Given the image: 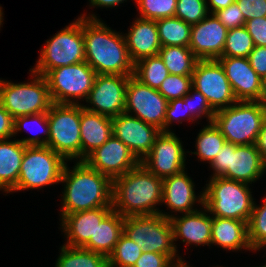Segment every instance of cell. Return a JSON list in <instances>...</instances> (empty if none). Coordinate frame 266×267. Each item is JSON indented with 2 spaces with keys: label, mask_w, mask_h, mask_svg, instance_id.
<instances>
[{
  "label": "cell",
  "mask_w": 266,
  "mask_h": 267,
  "mask_svg": "<svg viewBox=\"0 0 266 267\" xmlns=\"http://www.w3.org/2000/svg\"><path fill=\"white\" fill-rule=\"evenodd\" d=\"M184 102L188 107V112L198 121L205 119L208 123H213L215 111L209 105L205 96H203L197 89L191 88L190 92L184 97Z\"/></svg>",
  "instance_id": "60d3db41"
},
{
  "label": "cell",
  "mask_w": 266,
  "mask_h": 267,
  "mask_svg": "<svg viewBox=\"0 0 266 267\" xmlns=\"http://www.w3.org/2000/svg\"><path fill=\"white\" fill-rule=\"evenodd\" d=\"M264 103L266 104V81H265Z\"/></svg>",
  "instance_id": "9f6ffc18"
},
{
  "label": "cell",
  "mask_w": 266,
  "mask_h": 267,
  "mask_svg": "<svg viewBox=\"0 0 266 267\" xmlns=\"http://www.w3.org/2000/svg\"><path fill=\"white\" fill-rule=\"evenodd\" d=\"M130 76L97 74L86 99L89 104L82 106L88 111L111 118L125 113L126 86Z\"/></svg>",
  "instance_id": "2e32d148"
},
{
  "label": "cell",
  "mask_w": 266,
  "mask_h": 267,
  "mask_svg": "<svg viewBox=\"0 0 266 267\" xmlns=\"http://www.w3.org/2000/svg\"><path fill=\"white\" fill-rule=\"evenodd\" d=\"M262 203H254L251 217L247 223L248 239L253 252L266 241V196Z\"/></svg>",
  "instance_id": "8d00e7d4"
},
{
  "label": "cell",
  "mask_w": 266,
  "mask_h": 267,
  "mask_svg": "<svg viewBox=\"0 0 266 267\" xmlns=\"http://www.w3.org/2000/svg\"><path fill=\"white\" fill-rule=\"evenodd\" d=\"M266 119L264 101H237L215 112L213 123L226 142L236 146L255 144Z\"/></svg>",
  "instance_id": "5b68a950"
},
{
  "label": "cell",
  "mask_w": 266,
  "mask_h": 267,
  "mask_svg": "<svg viewBox=\"0 0 266 267\" xmlns=\"http://www.w3.org/2000/svg\"><path fill=\"white\" fill-rule=\"evenodd\" d=\"M13 117L0 103V139L13 138Z\"/></svg>",
  "instance_id": "c3c4849f"
},
{
  "label": "cell",
  "mask_w": 266,
  "mask_h": 267,
  "mask_svg": "<svg viewBox=\"0 0 266 267\" xmlns=\"http://www.w3.org/2000/svg\"><path fill=\"white\" fill-rule=\"evenodd\" d=\"M192 86L206 97L215 112L237 102L224 69L217 59L198 60L192 74Z\"/></svg>",
  "instance_id": "4fadbf2b"
},
{
  "label": "cell",
  "mask_w": 266,
  "mask_h": 267,
  "mask_svg": "<svg viewBox=\"0 0 266 267\" xmlns=\"http://www.w3.org/2000/svg\"><path fill=\"white\" fill-rule=\"evenodd\" d=\"M112 133L141 161L151 151L161 131L138 117L121 113L112 118Z\"/></svg>",
  "instance_id": "ffe728a7"
},
{
  "label": "cell",
  "mask_w": 266,
  "mask_h": 267,
  "mask_svg": "<svg viewBox=\"0 0 266 267\" xmlns=\"http://www.w3.org/2000/svg\"><path fill=\"white\" fill-rule=\"evenodd\" d=\"M163 178L149 172L141 163L113 180L112 207L121 216L153 215L162 206Z\"/></svg>",
  "instance_id": "3957f363"
},
{
  "label": "cell",
  "mask_w": 266,
  "mask_h": 267,
  "mask_svg": "<svg viewBox=\"0 0 266 267\" xmlns=\"http://www.w3.org/2000/svg\"><path fill=\"white\" fill-rule=\"evenodd\" d=\"M124 36L130 58L134 63L142 58L158 55L162 47L155 20L136 17Z\"/></svg>",
  "instance_id": "cb8c5ba5"
},
{
  "label": "cell",
  "mask_w": 266,
  "mask_h": 267,
  "mask_svg": "<svg viewBox=\"0 0 266 267\" xmlns=\"http://www.w3.org/2000/svg\"><path fill=\"white\" fill-rule=\"evenodd\" d=\"M142 253L143 249L134 240L122 234L108 256V265L109 267H133Z\"/></svg>",
  "instance_id": "d590c367"
},
{
  "label": "cell",
  "mask_w": 266,
  "mask_h": 267,
  "mask_svg": "<svg viewBox=\"0 0 266 267\" xmlns=\"http://www.w3.org/2000/svg\"><path fill=\"white\" fill-rule=\"evenodd\" d=\"M98 14H81L85 62L97 73L104 75H133L131 60L124 34L113 30L100 20Z\"/></svg>",
  "instance_id": "6da1fadb"
},
{
  "label": "cell",
  "mask_w": 266,
  "mask_h": 267,
  "mask_svg": "<svg viewBox=\"0 0 266 267\" xmlns=\"http://www.w3.org/2000/svg\"><path fill=\"white\" fill-rule=\"evenodd\" d=\"M123 234L134 240L143 251L168 255L176 264L183 262L173 240L169 218L160 213L124 217Z\"/></svg>",
  "instance_id": "8992f818"
},
{
  "label": "cell",
  "mask_w": 266,
  "mask_h": 267,
  "mask_svg": "<svg viewBox=\"0 0 266 267\" xmlns=\"http://www.w3.org/2000/svg\"><path fill=\"white\" fill-rule=\"evenodd\" d=\"M255 146L260 153L262 160L266 163V119L262 124L261 130L258 133Z\"/></svg>",
  "instance_id": "681fc988"
},
{
  "label": "cell",
  "mask_w": 266,
  "mask_h": 267,
  "mask_svg": "<svg viewBox=\"0 0 266 267\" xmlns=\"http://www.w3.org/2000/svg\"><path fill=\"white\" fill-rule=\"evenodd\" d=\"M206 2L209 13L213 14L217 10L226 8L230 4H233L235 0H206Z\"/></svg>",
  "instance_id": "f907efd6"
},
{
  "label": "cell",
  "mask_w": 266,
  "mask_h": 267,
  "mask_svg": "<svg viewBox=\"0 0 266 267\" xmlns=\"http://www.w3.org/2000/svg\"><path fill=\"white\" fill-rule=\"evenodd\" d=\"M113 210V207H99L92 210L70 213L60 220V230L66 237L65 245L70 247H84L100 222Z\"/></svg>",
  "instance_id": "7402d4cb"
},
{
  "label": "cell",
  "mask_w": 266,
  "mask_h": 267,
  "mask_svg": "<svg viewBox=\"0 0 266 267\" xmlns=\"http://www.w3.org/2000/svg\"><path fill=\"white\" fill-rule=\"evenodd\" d=\"M158 55L163 60L169 74L181 76H192L199 60L189 47L184 46H163Z\"/></svg>",
  "instance_id": "f1b7e54d"
},
{
  "label": "cell",
  "mask_w": 266,
  "mask_h": 267,
  "mask_svg": "<svg viewBox=\"0 0 266 267\" xmlns=\"http://www.w3.org/2000/svg\"><path fill=\"white\" fill-rule=\"evenodd\" d=\"M66 160L47 146H26L17 185L10 191L42 189L60 184Z\"/></svg>",
  "instance_id": "8fae6325"
},
{
  "label": "cell",
  "mask_w": 266,
  "mask_h": 267,
  "mask_svg": "<svg viewBox=\"0 0 266 267\" xmlns=\"http://www.w3.org/2000/svg\"><path fill=\"white\" fill-rule=\"evenodd\" d=\"M202 209V210H201ZM204 209V210H203ZM175 215L170 218L173 240L187 246H211L212 216L208 210L202 206L192 213Z\"/></svg>",
  "instance_id": "603a6c76"
},
{
  "label": "cell",
  "mask_w": 266,
  "mask_h": 267,
  "mask_svg": "<svg viewBox=\"0 0 266 267\" xmlns=\"http://www.w3.org/2000/svg\"><path fill=\"white\" fill-rule=\"evenodd\" d=\"M174 267H190V265H188L186 263V261L184 260L183 262L181 263H177Z\"/></svg>",
  "instance_id": "f5cc1de1"
},
{
  "label": "cell",
  "mask_w": 266,
  "mask_h": 267,
  "mask_svg": "<svg viewBox=\"0 0 266 267\" xmlns=\"http://www.w3.org/2000/svg\"><path fill=\"white\" fill-rule=\"evenodd\" d=\"M245 27L251 35L255 46H266V17L246 21Z\"/></svg>",
  "instance_id": "bcb514c9"
},
{
  "label": "cell",
  "mask_w": 266,
  "mask_h": 267,
  "mask_svg": "<svg viewBox=\"0 0 266 267\" xmlns=\"http://www.w3.org/2000/svg\"><path fill=\"white\" fill-rule=\"evenodd\" d=\"M161 46L189 47L192 25L177 17L156 20Z\"/></svg>",
  "instance_id": "1f68e13d"
},
{
  "label": "cell",
  "mask_w": 266,
  "mask_h": 267,
  "mask_svg": "<svg viewBox=\"0 0 266 267\" xmlns=\"http://www.w3.org/2000/svg\"><path fill=\"white\" fill-rule=\"evenodd\" d=\"M182 140L172 132H161L151 151L140 163L159 178L178 174L186 168V152Z\"/></svg>",
  "instance_id": "9a60e30c"
},
{
  "label": "cell",
  "mask_w": 266,
  "mask_h": 267,
  "mask_svg": "<svg viewBox=\"0 0 266 267\" xmlns=\"http://www.w3.org/2000/svg\"><path fill=\"white\" fill-rule=\"evenodd\" d=\"M226 142L225 137L215 126L214 123H207L200 129L196 141L194 152L187 151L188 153L197 155L198 159L203 163H211L216 157L220 148Z\"/></svg>",
  "instance_id": "d6a6232c"
},
{
  "label": "cell",
  "mask_w": 266,
  "mask_h": 267,
  "mask_svg": "<svg viewBox=\"0 0 266 267\" xmlns=\"http://www.w3.org/2000/svg\"><path fill=\"white\" fill-rule=\"evenodd\" d=\"M213 177H223L245 184L255 183L266 174V163L255 144L236 146L225 142L209 164Z\"/></svg>",
  "instance_id": "ba28073f"
},
{
  "label": "cell",
  "mask_w": 266,
  "mask_h": 267,
  "mask_svg": "<svg viewBox=\"0 0 266 267\" xmlns=\"http://www.w3.org/2000/svg\"><path fill=\"white\" fill-rule=\"evenodd\" d=\"M228 29L245 26L244 15L236 2L213 13Z\"/></svg>",
  "instance_id": "7bdbcfd3"
},
{
  "label": "cell",
  "mask_w": 266,
  "mask_h": 267,
  "mask_svg": "<svg viewBox=\"0 0 266 267\" xmlns=\"http://www.w3.org/2000/svg\"><path fill=\"white\" fill-rule=\"evenodd\" d=\"M195 189V183L185 169L178 174L163 178L162 205L164 203L172 212L160 210V214L170 219L179 213H192L199 210L195 208V204L198 202V205L203 206V191L196 196Z\"/></svg>",
  "instance_id": "d6986e66"
},
{
  "label": "cell",
  "mask_w": 266,
  "mask_h": 267,
  "mask_svg": "<svg viewBox=\"0 0 266 267\" xmlns=\"http://www.w3.org/2000/svg\"><path fill=\"white\" fill-rule=\"evenodd\" d=\"M34 124H37L35 125L36 128L33 127ZM25 128H26V131L32 132L33 134L35 133V135L31 134V136L29 137L18 139L25 146H46L47 145L48 138H49V125H48L47 112L33 114V115L20 116V117L15 118L14 125H13V137H16L17 134ZM34 128L36 130H33Z\"/></svg>",
  "instance_id": "f546056e"
},
{
  "label": "cell",
  "mask_w": 266,
  "mask_h": 267,
  "mask_svg": "<svg viewBox=\"0 0 266 267\" xmlns=\"http://www.w3.org/2000/svg\"><path fill=\"white\" fill-rule=\"evenodd\" d=\"M266 248V241L265 242H263L259 247H258V249L256 250V252L257 251H260L261 249H265ZM266 250V249H265Z\"/></svg>",
  "instance_id": "11a10c76"
},
{
  "label": "cell",
  "mask_w": 266,
  "mask_h": 267,
  "mask_svg": "<svg viewBox=\"0 0 266 267\" xmlns=\"http://www.w3.org/2000/svg\"><path fill=\"white\" fill-rule=\"evenodd\" d=\"M176 263L166 254L143 251L133 267H174Z\"/></svg>",
  "instance_id": "ee69618b"
},
{
  "label": "cell",
  "mask_w": 266,
  "mask_h": 267,
  "mask_svg": "<svg viewBox=\"0 0 266 267\" xmlns=\"http://www.w3.org/2000/svg\"><path fill=\"white\" fill-rule=\"evenodd\" d=\"M252 69L266 81V46H255L247 57Z\"/></svg>",
  "instance_id": "7dc6e473"
},
{
  "label": "cell",
  "mask_w": 266,
  "mask_h": 267,
  "mask_svg": "<svg viewBox=\"0 0 266 267\" xmlns=\"http://www.w3.org/2000/svg\"><path fill=\"white\" fill-rule=\"evenodd\" d=\"M237 101H264L265 82L252 69L248 58L220 57Z\"/></svg>",
  "instance_id": "ac0fdd59"
},
{
  "label": "cell",
  "mask_w": 266,
  "mask_h": 267,
  "mask_svg": "<svg viewBox=\"0 0 266 267\" xmlns=\"http://www.w3.org/2000/svg\"><path fill=\"white\" fill-rule=\"evenodd\" d=\"M49 138L47 147L66 161H81V104L52 103L47 112Z\"/></svg>",
  "instance_id": "30bf717a"
},
{
  "label": "cell",
  "mask_w": 266,
  "mask_h": 267,
  "mask_svg": "<svg viewBox=\"0 0 266 267\" xmlns=\"http://www.w3.org/2000/svg\"><path fill=\"white\" fill-rule=\"evenodd\" d=\"M55 267H109L108 258L83 247L62 245Z\"/></svg>",
  "instance_id": "4dcf8cb0"
},
{
  "label": "cell",
  "mask_w": 266,
  "mask_h": 267,
  "mask_svg": "<svg viewBox=\"0 0 266 267\" xmlns=\"http://www.w3.org/2000/svg\"><path fill=\"white\" fill-rule=\"evenodd\" d=\"M124 217L112 210L97 226L95 236L91 237L84 249L100 253L108 258L123 234Z\"/></svg>",
  "instance_id": "83f0119b"
},
{
  "label": "cell",
  "mask_w": 266,
  "mask_h": 267,
  "mask_svg": "<svg viewBox=\"0 0 266 267\" xmlns=\"http://www.w3.org/2000/svg\"><path fill=\"white\" fill-rule=\"evenodd\" d=\"M67 163L60 181L64 184L60 219L70 213L112 207L113 181L108 176L92 169L84 161H76L71 170Z\"/></svg>",
  "instance_id": "7a4b0ae2"
},
{
  "label": "cell",
  "mask_w": 266,
  "mask_h": 267,
  "mask_svg": "<svg viewBox=\"0 0 266 267\" xmlns=\"http://www.w3.org/2000/svg\"><path fill=\"white\" fill-rule=\"evenodd\" d=\"M203 187V206L211 216L248 223L254 207L251 185L223 177L209 178Z\"/></svg>",
  "instance_id": "277c9868"
},
{
  "label": "cell",
  "mask_w": 266,
  "mask_h": 267,
  "mask_svg": "<svg viewBox=\"0 0 266 267\" xmlns=\"http://www.w3.org/2000/svg\"><path fill=\"white\" fill-rule=\"evenodd\" d=\"M255 47L245 26L228 29L221 57L247 58Z\"/></svg>",
  "instance_id": "e575fe53"
},
{
  "label": "cell",
  "mask_w": 266,
  "mask_h": 267,
  "mask_svg": "<svg viewBox=\"0 0 266 267\" xmlns=\"http://www.w3.org/2000/svg\"><path fill=\"white\" fill-rule=\"evenodd\" d=\"M13 139H0V191L6 194L17 185L26 147Z\"/></svg>",
  "instance_id": "4316f807"
},
{
  "label": "cell",
  "mask_w": 266,
  "mask_h": 267,
  "mask_svg": "<svg viewBox=\"0 0 266 267\" xmlns=\"http://www.w3.org/2000/svg\"><path fill=\"white\" fill-rule=\"evenodd\" d=\"M57 31L40 51L39 59L30 70L45 76L50 70L85 61L82 18L74 19Z\"/></svg>",
  "instance_id": "9c48e42d"
},
{
  "label": "cell",
  "mask_w": 266,
  "mask_h": 267,
  "mask_svg": "<svg viewBox=\"0 0 266 267\" xmlns=\"http://www.w3.org/2000/svg\"><path fill=\"white\" fill-rule=\"evenodd\" d=\"M208 14L206 0H177L175 17L187 24H197Z\"/></svg>",
  "instance_id": "f35d334b"
},
{
  "label": "cell",
  "mask_w": 266,
  "mask_h": 267,
  "mask_svg": "<svg viewBox=\"0 0 266 267\" xmlns=\"http://www.w3.org/2000/svg\"><path fill=\"white\" fill-rule=\"evenodd\" d=\"M191 121L192 123L197 120L188 112V107L183 98L173 99L168 101L165 113V132H172L169 129L174 122L182 124L183 121ZM171 125V126H170Z\"/></svg>",
  "instance_id": "b9f144b4"
},
{
  "label": "cell",
  "mask_w": 266,
  "mask_h": 267,
  "mask_svg": "<svg viewBox=\"0 0 266 267\" xmlns=\"http://www.w3.org/2000/svg\"><path fill=\"white\" fill-rule=\"evenodd\" d=\"M169 75V71L159 55L142 58L134 64L133 76L142 84L154 89H159Z\"/></svg>",
  "instance_id": "836d02e7"
},
{
  "label": "cell",
  "mask_w": 266,
  "mask_h": 267,
  "mask_svg": "<svg viewBox=\"0 0 266 267\" xmlns=\"http://www.w3.org/2000/svg\"><path fill=\"white\" fill-rule=\"evenodd\" d=\"M235 2L241 9L245 21L266 17V0H235Z\"/></svg>",
  "instance_id": "f6af8a7d"
},
{
  "label": "cell",
  "mask_w": 266,
  "mask_h": 267,
  "mask_svg": "<svg viewBox=\"0 0 266 267\" xmlns=\"http://www.w3.org/2000/svg\"><path fill=\"white\" fill-rule=\"evenodd\" d=\"M192 76L170 74L161 84L158 91L167 100L183 98L192 88Z\"/></svg>",
  "instance_id": "ab89813d"
},
{
  "label": "cell",
  "mask_w": 266,
  "mask_h": 267,
  "mask_svg": "<svg viewBox=\"0 0 266 267\" xmlns=\"http://www.w3.org/2000/svg\"><path fill=\"white\" fill-rule=\"evenodd\" d=\"M30 71V82L14 83L0 78V103L13 119L48 112L52 105L46 78Z\"/></svg>",
  "instance_id": "52a82bcc"
},
{
  "label": "cell",
  "mask_w": 266,
  "mask_h": 267,
  "mask_svg": "<svg viewBox=\"0 0 266 267\" xmlns=\"http://www.w3.org/2000/svg\"><path fill=\"white\" fill-rule=\"evenodd\" d=\"M83 161L112 181L140 164L131 150L113 135Z\"/></svg>",
  "instance_id": "e0dca14e"
},
{
  "label": "cell",
  "mask_w": 266,
  "mask_h": 267,
  "mask_svg": "<svg viewBox=\"0 0 266 267\" xmlns=\"http://www.w3.org/2000/svg\"><path fill=\"white\" fill-rule=\"evenodd\" d=\"M168 101L158 89L142 84L133 75L126 86L125 113L138 117L146 124L165 132V113Z\"/></svg>",
  "instance_id": "5bb4252c"
},
{
  "label": "cell",
  "mask_w": 266,
  "mask_h": 267,
  "mask_svg": "<svg viewBox=\"0 0 266 267\" xmlns=\"http://www.w3.org/2000/svg\"><path fill=\"white\" fill-rule=\"evenodd\" d=\"M97 73L84 61L50 70L46 78L53 103L81 104L93 88Z\"/></svg>",
  "instance_id": "7c38bea8"
},
{
  "label": "cell",
  "mask_w": 266,
  "mask_h": 267,
  "mask_svg": "<svg viewBox=\"0 0 266 267\" xmlns=\"http://www.w3.org/2000/svg\"><path fill=\"white\" fill-rule=\"evenodd\" d=\"M3 15H4V13H3V10H2L1 5H0V29H1L2 23L4 21V19H3L4 16Z\"/></svg>",
  "instance_id": "db71d44e"
},
{
  "label": "cell",
  "mask_w": 266,
  "mask_h": 267,
  "mask_svg": "<svg viewBox=\"0 0 266 267\" xmlns=\"http://www.w3.org/2000/svg\"><path fill=\"white\" fill-rule=\"evenodd\" d=\"M112 135V118L88 111L81 104V161L104 144Z\"/></svg>",
  "instance_id": "d4e9b609"
},
{
  "label": "cell",
  "mask_w": 266,
  "mask_h": 267,
  "mask_svg": "<svg viewBox=\"0 0 266 267\" xmlns=\"http://www.w3.org/2000/svg\"><path fill=\"white\" fill-rule=\"evenodd\" d=\"M139 18L158 20L175 17L177 0H134Z\"/></svg>",
  "instance_id": "74e56055"
},
{
  "label": "cell",
  "mask_w": 266,
  "mask_h": 267,
  "mask_svg": "<svg viewBox=\"0 0 266 267\" xmlns=\"http://www.w3.org/2000/svg\"><path fill=\"white\" fill-rule=\"evenodd\" d=\"M211 245L227 251H253L248 239L247 222L212 216Z\"/></svg>",
  "instance_id": "484cf974"
},
{
  "label": "cell",
  "mask_w": 266,
  "mask_h": 267,
  "mask_svg": "<svg viewBox=\"0 0 266 267\" xmlns=\"http://www.w3.org/2000/svg\"><path fill=\"white\" fill-rule=\"evenodd\" d=\"M124 1L127 2V0H89V7L114 8L124 3Z\"/></svg>",
  "instance_id": "816d5d0a"
},
{
  "label": "cell",
  "mask_w": 266,
  "mask_h": 267,
  "mask_svg": "<svg viewBox=\"0 0 266 267\" xmlns=\"http://www.w3.org/2000/svg\"><path fill=\"white\" fill-rule=\"evenodd\" d=\"M266 263V262H265ZM215 267H218V266H215ZM221 267V266H220ZM256 267H266V264H264V265H260V266H256Z\"/></svg>",
  "instance_id": "6f0895ef"
},
{
  "label": "cell",
  "mask_w": 266,
  "mask_h": 267,
  "mask_svg": "<svg viewBox=\"0 0 266 267\" xmlns=\"http://www.w3.org/2000/svg\"><path fill=\"white\" fill-rule=\"evenodd\" d=\"M228 28L214 14H208L199 23L192 25L189 48L199 60L221 57Z\"/></svg>",
  "instance_id": "44dd1931"
}]
</instances>
